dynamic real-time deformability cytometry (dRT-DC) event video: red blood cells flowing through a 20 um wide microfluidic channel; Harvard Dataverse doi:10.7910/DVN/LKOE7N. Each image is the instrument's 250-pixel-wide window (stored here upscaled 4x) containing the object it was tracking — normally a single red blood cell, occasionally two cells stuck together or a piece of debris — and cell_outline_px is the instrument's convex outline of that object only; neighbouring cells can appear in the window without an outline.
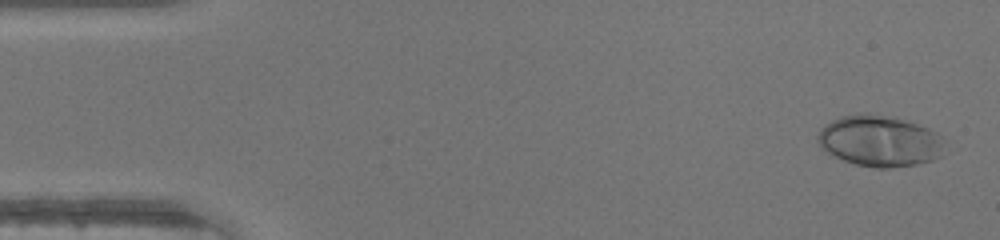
{"species": "human", "species_latin": "Homo sapiens", "temperature_condition": "warm", "stored_images_in_passage": 46, "camera_frame_rate_fps": 3000, "um_per_image_px": 0.085, "donor": {"sex": "male"}, "frame": {"image": 1, "passage_image": 2, "time_ms": 0.333, "image_size_px": [1000, 240], "cell_outline_px": [[940, 156], [932, 160], [916, 164], [888, 168], [876, 168], [856, 164], [844, 160], [828, 152], [816, 140], [816, 136], [820, 128], [824, 124], [840, 116], [860, 112], [904, 120], [928, 128], [936, 132], [940, 136]], "centroid_in_image_um": [74.69, 11.97], "position_along_channel_um": 10.3, "area_um2": 37.17}}
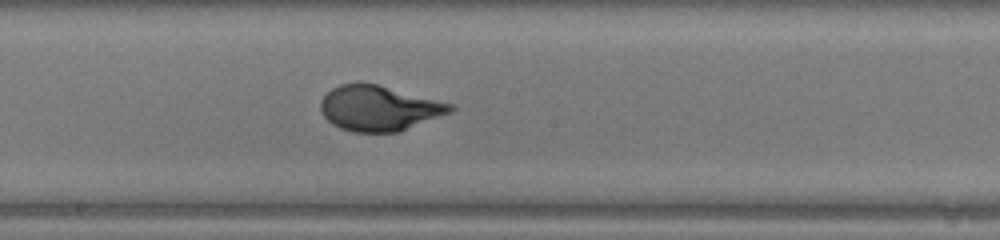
{"frame": {"image": 2, "passage_image": 25, "time_ms": 8.0, "image_size_px": [1000, 240], "cell_outline_px": [[456, 108], [452, 112], [400, 132], [352, 132], [340, 128], [332, 124], [324, 116], [320, 108], [320, 100], [332, 88], [340, 84], [376, 84], [456, 104]], "centroid_in_image_um": [32.26, 9.21], "position_along_channel_um": 215.9, "area_um2": 34.22}}
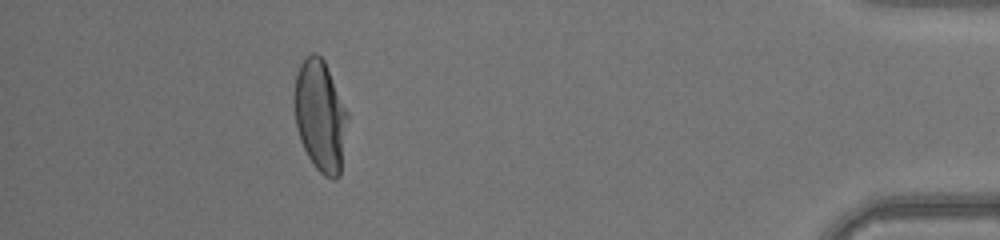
{"frame": {"image": 3, "passage_image": 42, "time_ms": 13.667, "image_size_px": [1000, 240], "cell_outline_px": [[348, 116], [340, 176], [336, 180], [332, 180], [324, 176], [312, 164], [300, 140], [296, 128], [292, 100], [292, 96], [296, 76], [300, 64], [312, 52], [316, 52], [324, 60], [348, 112]], "centroid_in_image_um": [27.2, 9.86], "position_along_channel_um": 408.0, "area_um2": 34.97}}